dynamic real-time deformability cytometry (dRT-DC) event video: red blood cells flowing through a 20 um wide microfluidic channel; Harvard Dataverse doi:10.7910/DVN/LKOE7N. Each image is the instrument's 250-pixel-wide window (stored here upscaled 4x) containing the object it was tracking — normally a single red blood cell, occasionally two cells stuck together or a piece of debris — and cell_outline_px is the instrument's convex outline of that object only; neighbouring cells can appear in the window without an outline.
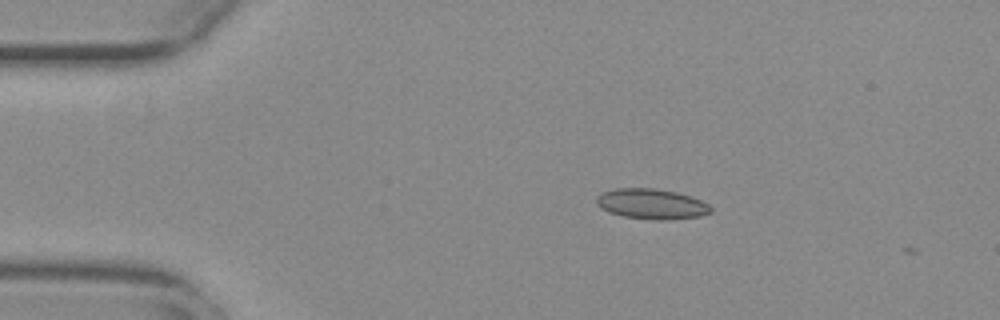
{"species": "common noctule bat (a hibernating species)", "species_latin": "Nyctalus noctula", "temperature_condition": "warm", "stored_images_in_passage": 3, "camera_frame_rate_fps": 3000, "um_per_image_px": 0.085, "animal": {"sex": "female", "body_mass_g": 29.2, "forearm_length_mm": 56.3}, "frame": {"image": 1, "passage_image": 1, "time_ms": 0.0, "image_size_px": [1000, 320], "cell_outline_px": [[712, 212], [700, 216], [668, 220], [656, 220], [624, 216], [608, 212], [600, 208], [596, 204], [596, 196], [600, 192], [616, 188], [656, 188], [676, 192], [692, 196], [708, 204], [712, 208]], "centroid_in_image_um": [55.36, 17.33], "position_along_channel_um": 29.6, "area_um2": 20.4}}